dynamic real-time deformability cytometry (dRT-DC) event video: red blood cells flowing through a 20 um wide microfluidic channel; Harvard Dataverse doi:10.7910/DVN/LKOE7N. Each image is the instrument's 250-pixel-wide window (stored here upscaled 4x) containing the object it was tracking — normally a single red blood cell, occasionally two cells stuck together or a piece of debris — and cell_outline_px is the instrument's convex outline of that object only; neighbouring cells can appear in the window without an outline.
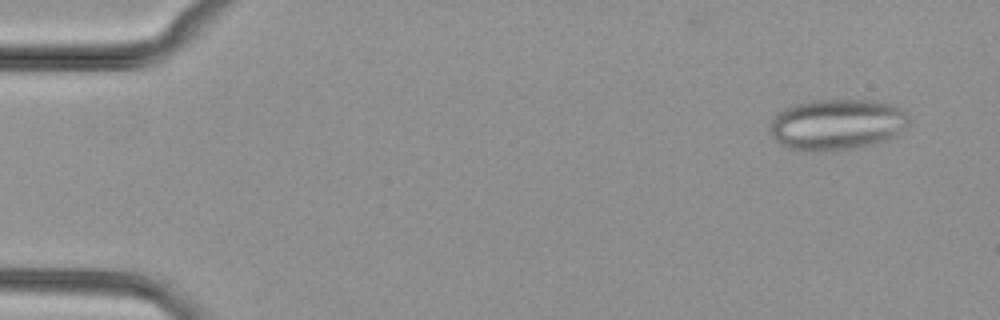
{"species": "common noctule bat (a hibernating species)", "species_latin": "Nyctalus noctula", "temperature_condition": "cold", "stored_images_in_passage": 49, "segment_of_instrument_passage": [1, 2], "camera_frame_rate_fps": 3000, "um_per_image_px": 0.085, "animal": {"sex": "female", "body_mass_g": 29.2, "forearm_length_mm": 56.3}, "frame": {"image": 1, "passage_image": 2, "time_ms": 0.333, "image_size_px": [1000, 320], "cell_outline_px": [[908, 124], [896, 136], [872, 144], [852, 148], [788, 148], [776, 140], [768, 132], [768, 124], [784, 108], [796, 104], [812, 100], [872, 100], [896, 104], [904, 108], [908, 116]], "centroid_in_image_um": [71.19, 10.52], "position_along_channel_um": 13.8, "area_um2": 40.63}}